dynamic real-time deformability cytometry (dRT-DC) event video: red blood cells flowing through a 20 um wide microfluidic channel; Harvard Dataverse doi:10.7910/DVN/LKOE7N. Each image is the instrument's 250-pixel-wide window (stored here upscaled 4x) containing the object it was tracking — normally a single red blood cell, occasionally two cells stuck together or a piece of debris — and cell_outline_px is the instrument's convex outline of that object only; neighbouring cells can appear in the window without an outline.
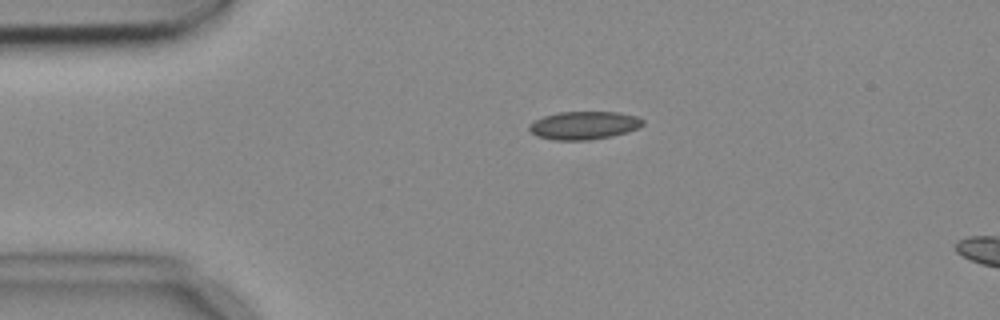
{"species": "common noctule bat (a hibernating species)", "species_latin": "Nyctalus noctula", "temperature_condition": "cold", "stored_images_in_passage": 2, "camera_frame_rate_fps": 3000, "um_per_image_px": 0.085, "animal": {"sex": "female", "body_mass_g": 18.4}, "frame": {"image": 1, "passage_image": 1, "time_ms": 0.0, "image_size_px": [1000, 320], "cell_outline_px": [[644, 124], [640, 128], [628, 132], [612, 136], [588, 140], [552, 140], [536, 136], [528, 128], [528, 124], [544, 116], [560, 112], [620, 112], [636, 116], [644, 120]], "centroid_in_image_um": [49.66, 10.66], "position_along_channel_um": 35.3, "area_um2": 18.73}}